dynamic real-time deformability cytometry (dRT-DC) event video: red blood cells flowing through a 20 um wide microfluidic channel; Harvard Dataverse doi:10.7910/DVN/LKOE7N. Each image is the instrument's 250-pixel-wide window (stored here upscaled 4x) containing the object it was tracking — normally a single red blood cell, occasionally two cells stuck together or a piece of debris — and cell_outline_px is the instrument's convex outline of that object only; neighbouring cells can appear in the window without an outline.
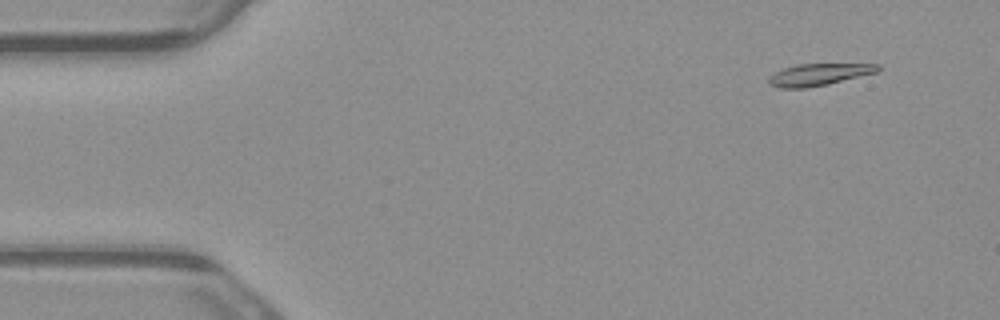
{"species": "common noctule bat (a hibernating species)", "species_latin": "Nyctalus noctula", "temperature_condition": "warm", "stored_images_in_passage": 4, "camera_frame_rate_fps": 3000, "um_per_image_px": 0.085, "animal": {"sex": "male", "body_mass_g": 23.1, "forearm_length_mm": 52.7}, "frame": {"image": 1, "passage_image": 1, "time_ms": 0.0, "image_size_px": [1000, 320], "cell_outline_px": [[880, 68], [876, 72], [828, 84], [808, 88], [780, 88], [768, 84], [768, 76], [784, 68], [796, 64], [880, 64]], "centroid_in_image_um": [69.55, 6.34], "position_along_channel_um": 15.5, "area_um2": 13.87}}
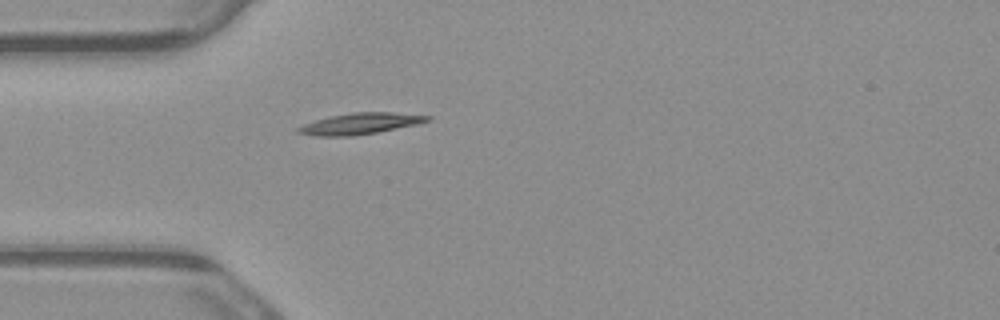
{"frame": {"image": 2, "passage_image": 4, "time_ms": 1.0, "image_size_px": [1000, 320], "cell_outline_px": [[432, 120], [416, 124], [376, 132], [352, 136], [316, 136], [296, 132], [296, 128], [304, 124], [328, 116], [352, 112], [392, 112], [432, 116]], "centroid_in_image_um": [30.6, 10.5], "position_along_channel_um": 54.4, "area_um2": 15.9}}